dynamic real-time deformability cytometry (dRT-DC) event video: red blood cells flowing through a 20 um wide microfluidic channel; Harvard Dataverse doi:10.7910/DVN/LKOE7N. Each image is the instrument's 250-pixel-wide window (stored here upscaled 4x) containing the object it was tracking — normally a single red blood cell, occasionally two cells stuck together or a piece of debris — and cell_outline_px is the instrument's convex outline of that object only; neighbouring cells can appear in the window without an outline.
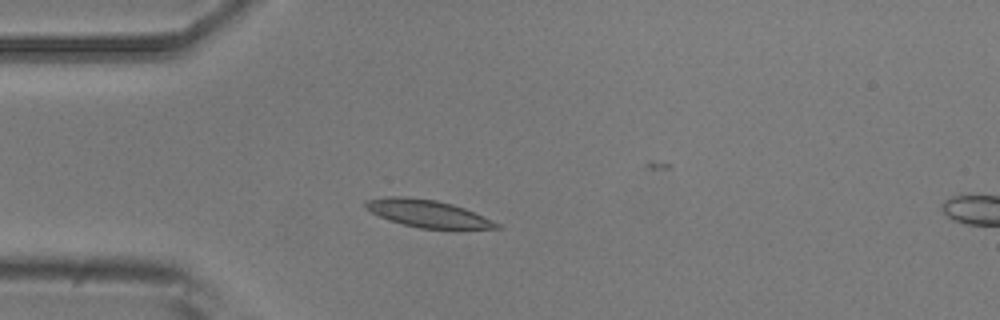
{"species": "common noctule bat (a hibernating species)", "species_latin": "Nyctalus noctula", "temperature_condition": "room temperature", "stored_images_in_passage": 5, "camera_frame_rate_fps": 3000, "um_per_image_px": 0.085, "animal": {"sex": "male", "body_mass_g": 20.5, "forearm_length_mm": 52.5}, "frame": {"image": 1, "passage_image": 4, "time_ms": 3.333, "image_size_px": [1000, 320], "cell_outline_px": [[504, 228], [456, 232], [420, 228], [388, 220], [364, 208], [364, 200], [388, 196], [404, 196], [436, 200], [452, 204], [464, 208], [492, 220], [500, 224]], "centroid_in_image_um": [36.45, 18.21], "position_along_channel_um": 48.5, "area_um2": 21.85}}